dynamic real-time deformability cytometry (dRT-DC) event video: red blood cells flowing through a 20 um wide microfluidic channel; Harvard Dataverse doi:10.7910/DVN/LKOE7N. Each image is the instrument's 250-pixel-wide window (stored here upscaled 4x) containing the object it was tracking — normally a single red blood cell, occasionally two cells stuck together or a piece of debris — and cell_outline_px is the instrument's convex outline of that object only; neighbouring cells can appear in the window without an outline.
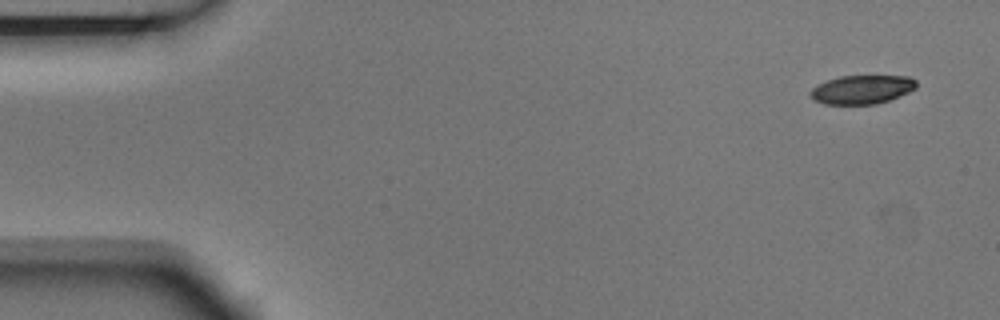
{"species": "Egyptian fruit bat (a non-hibernating species)", "species_latin": "Rousettus aegyptiacus", "temperature_condition": "room temperature", "stored_images_in_passage": 4, "camera_frame_rate_fps": 3000, "um_per_image_px": 0.085, "animal": {"sex": "male"}, "frame": {"image": 1, "passage_image": 1, "time_ms": 0.0, "image_size_px": [1000, 320], "cell_outline_px": [[916, 88], [908, 92], [888, 100], [876, 104], [824, 104], [812, 100], [808, 92], [816, 84], [840, 76], [908, 76], [916, 80]], "centroid_in_image_um": [73.21, 7.61], "position_along_channel_um": 11.8, "area_um2": 17.8}}
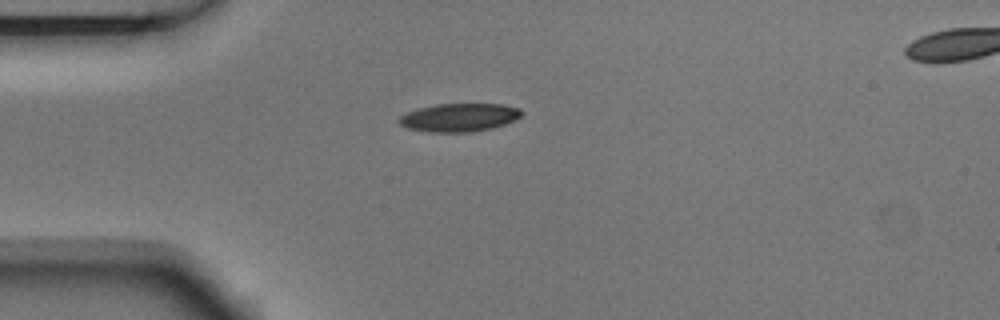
{"frame": {"image": 2, "passage_image": 4, "time_ms": 1.0, "image_size_px": [1000, 320], "cell_outline_px": [[524, 112], [516, 120], [492, 128], [472, 132], [428, 132], [408, 128], [400, 124], [396, 120], [400, 116], [408, 112], [420, 108], [436, 104], [504, 104], [520, 108]], "centroid_in_image_um": [39.06, 9.98], "position_along_channel_um": 45.9, "area_um2": 20.23}}